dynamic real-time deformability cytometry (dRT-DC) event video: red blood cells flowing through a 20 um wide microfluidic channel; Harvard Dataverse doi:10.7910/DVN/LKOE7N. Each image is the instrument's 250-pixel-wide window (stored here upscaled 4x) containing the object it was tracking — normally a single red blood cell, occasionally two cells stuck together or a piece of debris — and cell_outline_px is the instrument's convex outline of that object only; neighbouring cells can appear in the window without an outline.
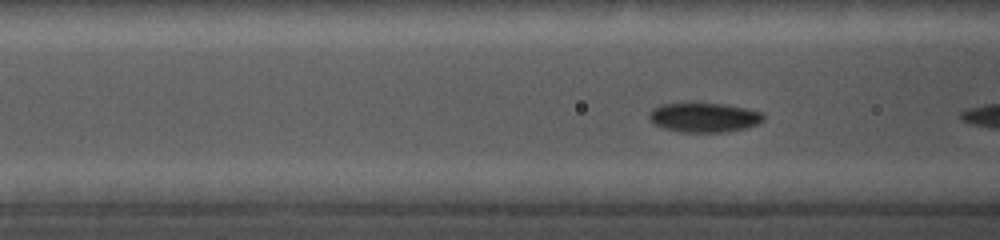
{"species": "common noctule bat (a hibernating species)", "species_latin": "Nyctalus noctula", "temperature_condition": "cold", "stored_images_in_passage": 15, "camera_frame_rate_fps": 5000, "um_per_image_px": 0.085, "animal": {"sex": "female", "body_mass_g": 19.0, "forearm_length_mm": 56.7}, "frame": {"image": 1, "passage_image": 13, "time_ms": 1.8, "image_size_px": [1000, 240], "cell_outline_px": [[764, 120], [760, 124], [728, 132], [680, 132], [664, 128], [656, 124], [648, 116], [648, 112], [652, 108], [660, 104], [724, 104], [748, 108], [764, 112]], "centroid_in_image_um": [59.9, 9.99], "position_along_channel_um": 106.7, "area_um2": 19.65}}